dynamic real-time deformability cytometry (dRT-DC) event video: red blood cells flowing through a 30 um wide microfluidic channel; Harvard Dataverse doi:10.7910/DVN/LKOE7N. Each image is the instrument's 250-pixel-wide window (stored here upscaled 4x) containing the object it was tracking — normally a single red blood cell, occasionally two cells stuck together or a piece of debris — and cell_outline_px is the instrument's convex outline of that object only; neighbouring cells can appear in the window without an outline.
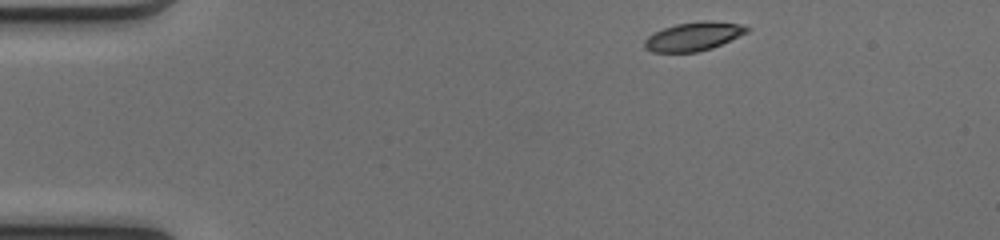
{"species": "common noctule bat (a hibernating species)", "species_latin": "Nyctalus noctula", "temperature_condition": "cold", "stored_images_in_passage": 43, "camera_frame_rate_fps": 3000, "um_per_image_px": 0.085, "animal": {"sex": "female", "body_mass_g": 17.0, "forearm_length_mm": 48.0}, "frame": {"image": 1, "passage_image": 1, "time_ms": 0.0, "image_size_px": [1000, 240], "cell_outline_px": [[748, 32], [712, 48], [696, 52], [652, 52], [644, 48], [644, 40], [648, 36], [664, 28], [676, 24], [704, 20], [708, 20], [740, 24], [748, 28]], "centroid_in_image_um": [58.93, 3.1], "position_along_channel_um": 26.1, "area_um2": 16.94}}
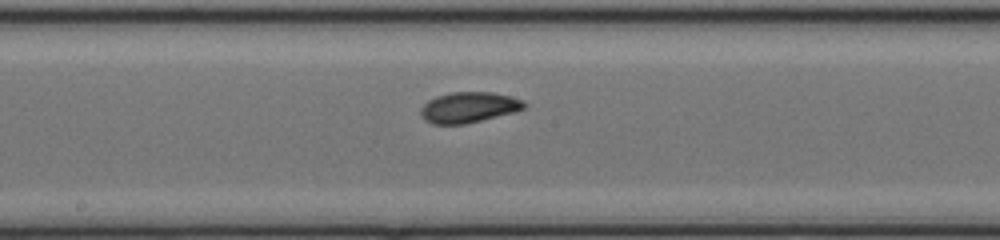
{"frame": {"image": 2, "passage_image": 20, "time_ms": 6.333, "image_size_px": [1000, 240], "cell_outline_px": [[528, 104], [524, 108], [512, 112], [464, 124], [432, 124], [424, 120], [420, 112], [420, 108], [428, 100], [436, 96], [452, 92], [492, 92], [524, 100]], "centroid_in_image_um": [39.81, 9.12], "position_along_channel_um": 208.4, "area_um2": 18.32}}
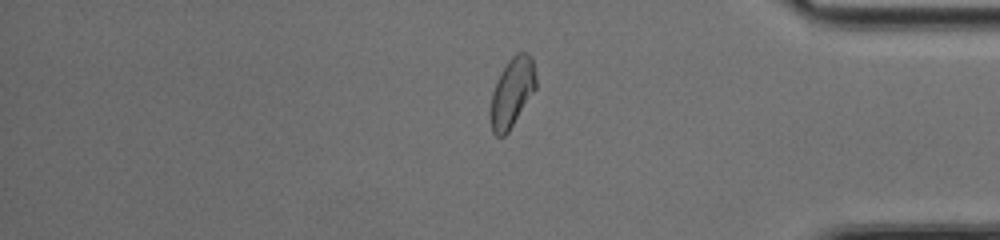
{"frame": {"image": 3, "passage_image": 35, "time_ms": 11.333, "image_size_px": [1000, 240], "cell_outline_px": [[536, 88], [508, 132], [504, 136], [496, 136], [492, 132], [492, 92], [496, 80], [500, 72], [508, 60], [516, 52], [528, 52], [532, 56], [536, 80]], "centroid_in_image_um": [43.54, 7.8], "position_along_channel_um": 391.7, "area_um2": 18.09}, "authors_computed_cell_mechanics": {"area_um2": 18.207, "velocity_mm_per_s": 4.1167, "shape_relaxation_time_tau1_ms": 3.1624, "shape_relaxation_time_tau2_ms": 2.6481, "deformation_change_tau1": 0.107, "deformation_change_tau2": 0.0697}}